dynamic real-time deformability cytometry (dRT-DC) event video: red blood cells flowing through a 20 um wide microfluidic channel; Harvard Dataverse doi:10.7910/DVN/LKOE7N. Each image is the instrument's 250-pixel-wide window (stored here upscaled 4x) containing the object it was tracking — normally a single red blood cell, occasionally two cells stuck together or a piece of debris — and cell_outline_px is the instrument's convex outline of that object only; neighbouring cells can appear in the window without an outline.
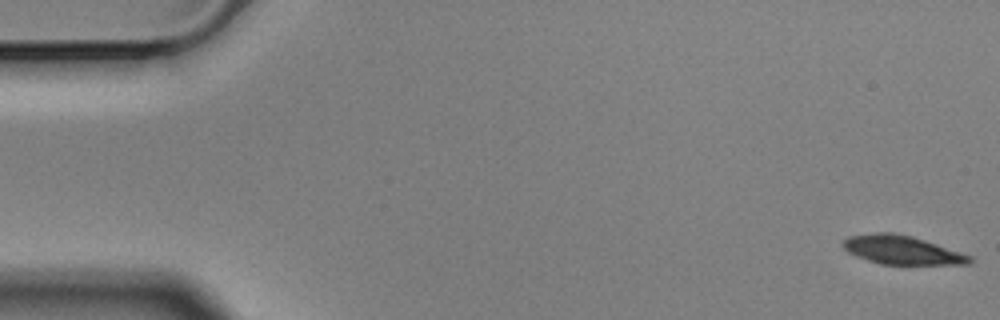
{"species": "Egyptian fruit bat (a non-hibernating species)", "species_latin": "Rousettus aegyptiacus", "temperature_condition": "cold", "stored_images_in_passage": 57, "camera_frame_rate_fps": 3000, "um_per_image_px": 0.085, "animal": {"sex": "male"}, "frame": {"image": 1, "passage_image": 1, "time_ms": 0.0, "image_size_px": [1000, 320], "cell_outline_px": [[972, 264], [880, 264], [856, 256], [848, 252], [840, 244], [848, 236], [876, 232], [892, 232], [912, 236], [972, 256]], "centroid_in_image_um": [76.63, 21.24], "position_along_channel_um": 8.4, "area_um2": 21.1}}
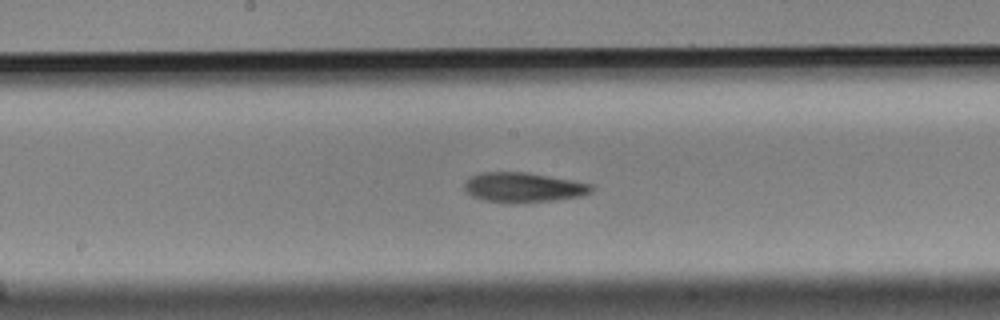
{"frame": {"image": 2, "passage_image": 29, "time_ms": 9.333, "image_size_px": [1000, 320], "cell_outline_px": [[596, 188], [592, 192], [580, 196], [556, 200], [512, 204], [484, 200], [472, 196], [464, 188], [464, 184], [472, 176], [480, 172], [528, 172], [572, 180], [592, 184]], "centroid_in_image_um": [44.52, 15.93], "position_along_channel_um": 203.7, "area_um2": 22.25}}
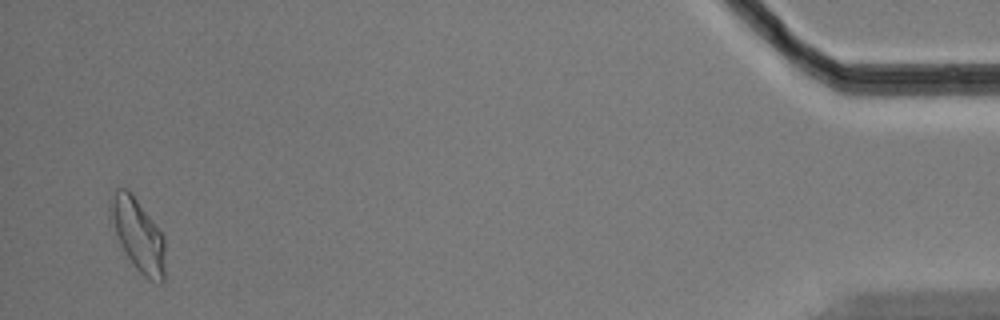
{"frame": {"image": 3, "passage_image": 55, "time_ms": 18.0, "image_size_px": [1000, 320], "cell_outline_px": [[164, 280], [160, 284], [148, 280], [132, 264], [108, 216], [108, 196], [116, 188], [128, 188], [132, 192], [164, 236]], "centroid_in_image_um": [11.7, 19.9], "position_along_channel_um": 423.5, "area_um2": 23.29}, "authors_computed_cell_mechanics": {"area_um2": 21.8484, "velocity_mm_per_s": 3.5049, "shape_relaxation_time_tau1_ms": 4.3295, "shape_relaxation_time_tau2_ms": 4.314, "deformation_change_tau1": 0.1475, "deformation_change_tau2": 0.126}}